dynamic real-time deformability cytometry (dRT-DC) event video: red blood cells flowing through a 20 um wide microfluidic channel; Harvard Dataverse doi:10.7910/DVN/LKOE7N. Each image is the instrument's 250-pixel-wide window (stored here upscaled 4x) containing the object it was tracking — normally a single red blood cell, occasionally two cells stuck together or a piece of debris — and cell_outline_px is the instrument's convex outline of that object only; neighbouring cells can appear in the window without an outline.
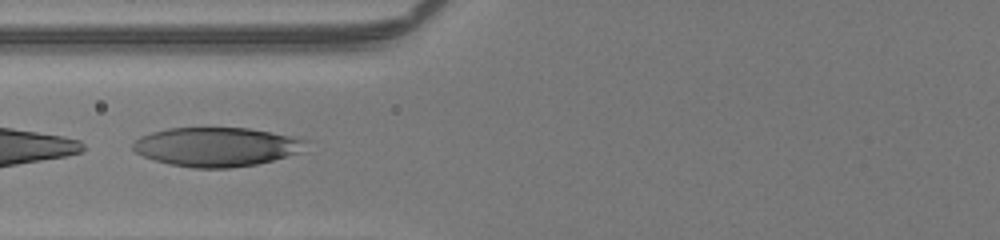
{"species": "human", "species_latin": "Homo sapiens", "temperature_condition": "room temperature", "stored_images_in_passage": 40, "camera_frame_rate_fps": 3000, "um_per_image_px": 0.085, "donor": {"sex": "male"}, "frame": {"image": 1, "passage_image": 24, "time_ms": 7.667, "image_size_px": [1000, 240], "cell_outline_px": [[316, 140], [300, 152], [288, 156], [256, 164], [228, 168], [192, 168], [168, 164], [144, 156], [136, 152], [132, 148], [132, 144], [140, 136], [152, 132], [168, 128], [248, 128]], "centroid_in_image_um": [18.48, 12.48], "position_along_channel_um": 107.3, "area_um2": 39.71}}
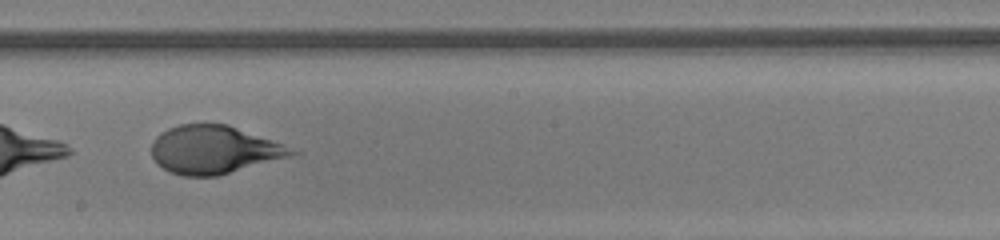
{"frame": {"image": 2, "passage_image": 33, "time_ms": 10.667, "image_size_px": [1000, 240], "cell_outline_px": [[300, 152], [288, 156], [216, 176], [184, 176], [172, 172], [156, 164], [152, 156], [152, 140], [160, 132], [168, 128], [180, 124], [228, 124], [284, 144]], "centroid_in_image_um": [18.14, 12.71], "position_along_channel_um": 230.1, "area_um2": 38.9}}